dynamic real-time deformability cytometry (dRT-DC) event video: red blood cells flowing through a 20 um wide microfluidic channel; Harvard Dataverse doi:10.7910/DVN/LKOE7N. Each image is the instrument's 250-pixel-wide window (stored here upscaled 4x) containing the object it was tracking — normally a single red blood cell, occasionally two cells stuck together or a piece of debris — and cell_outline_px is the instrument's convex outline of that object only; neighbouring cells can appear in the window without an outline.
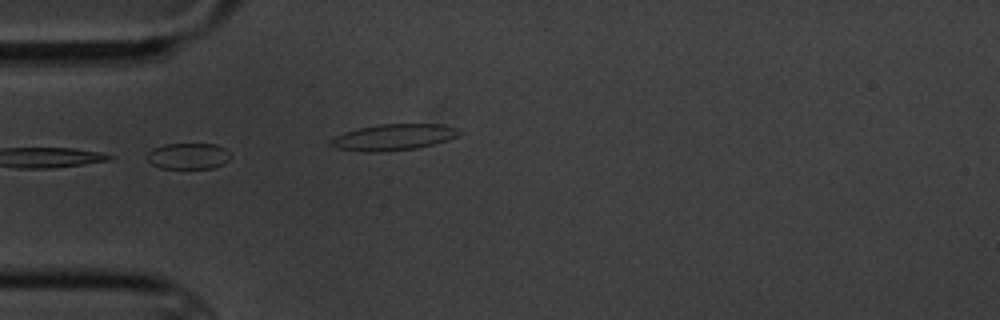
{"species": "common noctule bat (a hibernating species)", "species_latin": "Nyctalus noctula", "temperature_condition": "cold", "stored_images_in_passage": 17, "camera_frame_rate_fps": 3000, "um_per_image_px": 0.085, "animal": {"sex": "male", "body_mass_g": 20.1, "forearm_length_mm": 53.5}, "frame": {"image": 1, "passage_image": 6, "time_ms": 6.667, "image_size_px": [1000, 320], "cell_outline_px": [[232, 156], [224, 164], [212, 168], [160, 168], [152, 164], [144, 156], [152, 148], [164, 144], [216, 144], [224, 148]], "centroid_in_image_um": [15.98, 13.26], "position_along_channel_um": 69.0, "area_um2": 12.83}}
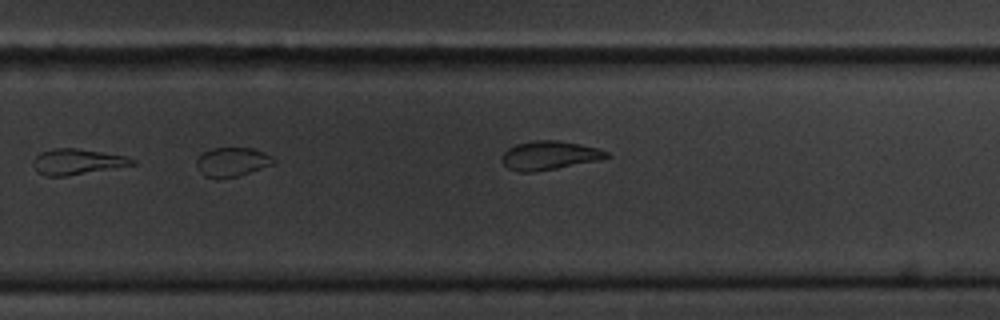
{"frame": {"image": 2, "passage_image": 12, "time_ms": 13.667, "image_size_px": [1000, 320], "cell_outline_px": [[276, 160], [272, 164], [236, 176], [216, 180], [204, 176], [196, 168], [196, 160], [204, 152], [212, 148], [252, 148], [264, 152], [272, 156]], "centroid_in_image_um": [19.68, 13.77], "position_along_channel_um": 310.1, "area_um2": 13.06}, "authors_computed_cell_mechanics": {"area_um2": 17.2822, "velocity_mm_per_s": 3.4304, "shape_relaxation_time_tau1_ms": 1.5, "shape_relaxation_time_tau2_ms": null, "deformation_change_tau1": 0.0294, "deformation_change_tau2": null}}